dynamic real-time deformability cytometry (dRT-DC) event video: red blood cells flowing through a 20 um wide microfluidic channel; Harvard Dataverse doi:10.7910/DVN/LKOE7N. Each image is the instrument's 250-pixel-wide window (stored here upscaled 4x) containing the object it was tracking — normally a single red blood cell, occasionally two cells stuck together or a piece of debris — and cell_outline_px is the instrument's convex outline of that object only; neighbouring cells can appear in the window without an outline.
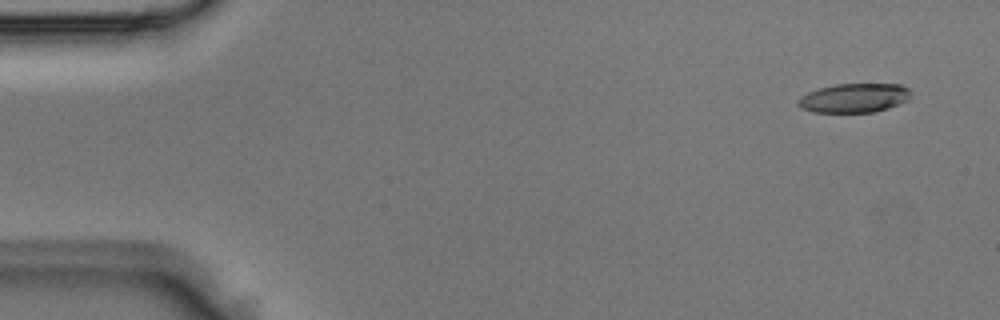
{"species": "Egyptian fruit bat (a non-hibernating species)", "species_latin": "Rousettus aegyptiacus", "temperature_condition": "room temperature", "stored_images_in_passage": 4, "camera_frame_rate_fps": 3000, "um_per_image_px": 0.085, "animal": {"sex": "male"}, "frame": {"image": 1, "passage_image": 4, "time_ms": 1.0, "image_size_px": [1000, 320], "cell_outline_px": [[912, 92], [908, 100], [900, 104], [888, 108], [872, 112], [812, 112], [800, 108], [796, 104], [796, 100], [800, 96], [808, 92], [820, 88], [836, 84], [900, 84], [908, 88]], "centroid_in_image_um": [72.59, 8.33], "position_along_channel_um": 12.4, "area_um2": 19.31}}